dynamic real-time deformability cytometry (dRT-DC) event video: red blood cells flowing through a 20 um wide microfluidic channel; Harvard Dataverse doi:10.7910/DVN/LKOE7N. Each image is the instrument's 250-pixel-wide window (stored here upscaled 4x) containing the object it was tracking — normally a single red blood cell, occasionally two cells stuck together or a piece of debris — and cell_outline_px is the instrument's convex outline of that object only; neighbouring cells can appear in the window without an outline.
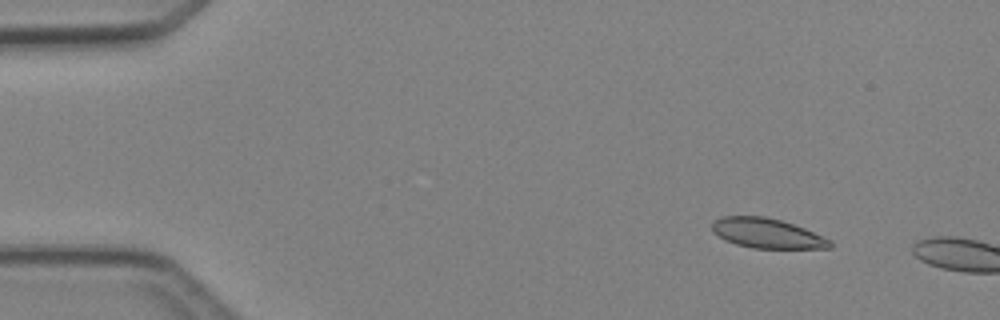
{"species": "Egyptian fruit bat (a non-hibernating species)", "species_latin": "Rousettus aegyptiacus", "temperature_condition": "cold", "stored_images_in_passage": 3, "camera_frame_rate_fps": 3000, "um_per_image_px": 0.085, "animal": {"sex": "female"}, "frame": {"image": 1, "passage_image": 2, "time_ms": 1.0, "image_size_px": [1000, 320], "cell_outline_px": [[832, 248], [752, 248], [736, 244], [724, 240], [712, 232], [712, 224], [720, 216], [764, 216], [780, 220], [804, 228], [832, 240]], "centroid_in_image_um": [65.18, 19.83], "position_along_channel_um": 19.8, "area_um2": 20.46}}